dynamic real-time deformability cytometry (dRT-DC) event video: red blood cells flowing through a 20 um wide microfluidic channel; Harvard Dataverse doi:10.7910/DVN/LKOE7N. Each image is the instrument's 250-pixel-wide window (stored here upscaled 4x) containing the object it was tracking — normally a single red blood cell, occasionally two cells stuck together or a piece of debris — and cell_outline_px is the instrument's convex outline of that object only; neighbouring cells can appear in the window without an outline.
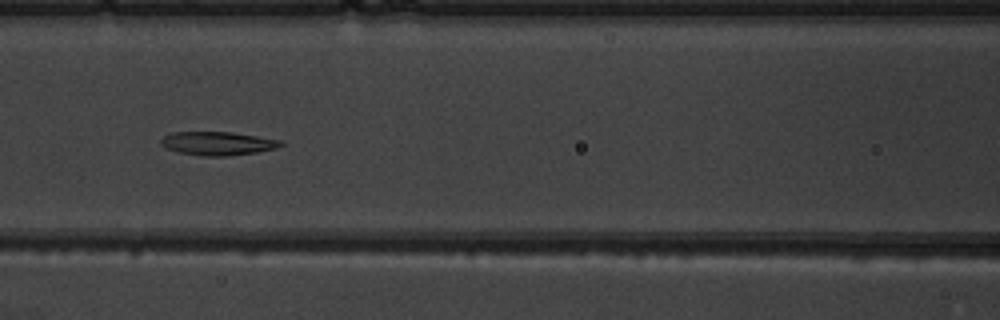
{"species": "common noctule bat (a hibernating species)", "species_latin": "Nyctalus noctula", "temperature_condition": "warm", "stored_images_in_passage": 9, "camera_frame_rate_fps": 3000, "um_per_image_px": 0.085, "animal": {"sex": "male", "body_mass_g": 19.5, "forearm_length_mm": 54.6}, "frame": {"image": 1, "passage_image": 6, "time_ms": 6.333, "image_size_px": [1000, 320], "cell_outline_px": [[284, 144], [276, 148], [256, 152], [228, 156], [204, 156], [176, 152], [160, 144], [160, 140], [164, 136], [172, 132], [232, 132], [280, 140]], "centroid_in_image_um": [18.48, 12.19], "position_along_channel_um": 148.1, "area_um2": 16.36}}
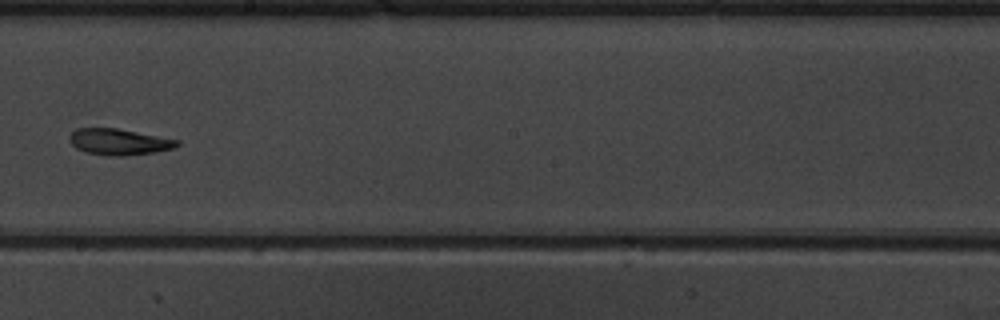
{"frame": {"image": 2, "passage_image": 8, "time_ms": 8.667, "image_size_px": [1000, 320], "cell_outline_px": [[180, 144], [172, 148], [156, 152], [124, 156], [104, 156], [84, 152], [76, 148], [68, 140], [68, 136], [76, 128], [116, 128], [180, 140]], "centroid_in_image_um": [10.07, 12.06], "position_along_channel_um": 238.1, "area_um2": 16.59}}
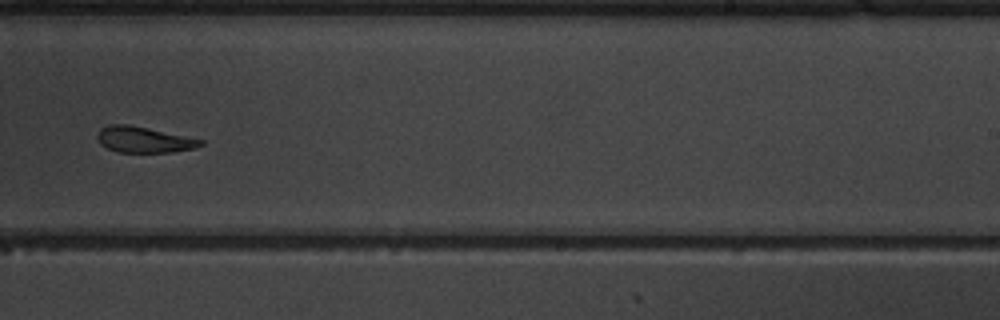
{"frame": {"image": 3, "passage_image": 9, "time_ms": 9.667, "image_size_px": [1000, 320], "cell_outline_px": [[204, 144], [192, 148], [172, 152], [116, 152], [100, 144], [96, 136], [96, 132], [100, 128], [108, 124], [128, 124], [148, 128], [204, 140]], "centroid_in_image_um": [12.16, 11.86], "position_along_channel_um": 276.8, "area_um2": 15.61}}